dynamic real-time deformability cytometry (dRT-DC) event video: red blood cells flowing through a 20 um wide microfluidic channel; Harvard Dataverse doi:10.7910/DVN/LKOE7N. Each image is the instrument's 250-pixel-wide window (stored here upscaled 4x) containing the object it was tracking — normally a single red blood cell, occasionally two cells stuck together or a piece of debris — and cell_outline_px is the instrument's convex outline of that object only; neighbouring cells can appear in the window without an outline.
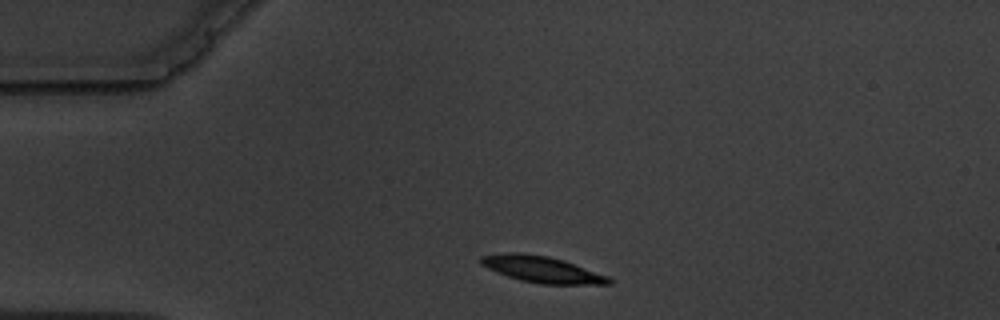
{"species": "common noctule bat (a hibernating species)", "species_latin": "Nyctalus noctula", "temperature_condition": "warm", "stored_images_in_passage": 6, "segment_of_instrument_passage": [2, 2], "camera_frame_rate_fps": 3000, "um_per_image_px": 0.085, "animal": {"sex": "male", "body_mass_g": 19.5, "forearm_length_mm": 54.6}, "frame": {"image": 1, "passage_image": 6, "time_ms": 7.333, "image_size_px": [1000, 320], "cell_outline_px": [[612, 284], [540, 284], [520, 280], [496, 272], [480, 264], [480, 256], [508, 252], [520, 252], [548, 256], [564, 260], [608, 276], [612, 280]], "centroid_in_image_um": [46.05, 22.89], "position_along_channel_um": 38.9, "area_um2": 19.65}}